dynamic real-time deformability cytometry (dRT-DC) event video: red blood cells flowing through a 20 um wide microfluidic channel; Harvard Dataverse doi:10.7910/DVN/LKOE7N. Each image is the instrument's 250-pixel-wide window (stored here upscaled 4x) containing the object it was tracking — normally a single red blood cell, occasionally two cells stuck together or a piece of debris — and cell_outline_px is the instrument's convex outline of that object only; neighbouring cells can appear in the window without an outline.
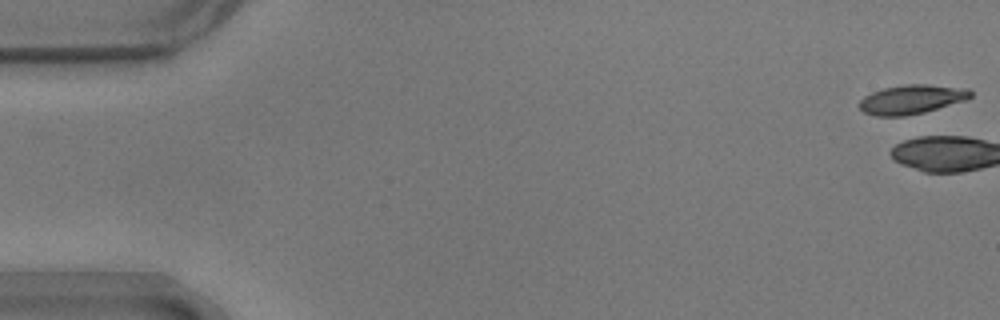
{"species": "common noctule bat (a hibernating species)", "species_latin": "Nyctalus noctula", "temperature_condition": "warm", "stored_images_in_passage": 3, "camera_frame_rate_fps": 3000, "um_per_image_px": 0.085, "animal": {"sex": "male", "body_mass_g": 17.9}, "frame": {"image": 1, "passage_image": 1, "time_ms": 0.0, "image_size_px": [1000, 320], "cell_outline_px": [[972, 96], [964, 100], [924, 112], [904, 116], [876, 116], [864, 112], [860, 108], [860, 100], [864, 96], [872, 92], [884, 88], [904, 84], [928, 84], [968, 88], [972, 92]], "centroid_in_image_um": [77.48, 8.43], "position_along_channel_um": 7.5, "area_um2": 18.79}}